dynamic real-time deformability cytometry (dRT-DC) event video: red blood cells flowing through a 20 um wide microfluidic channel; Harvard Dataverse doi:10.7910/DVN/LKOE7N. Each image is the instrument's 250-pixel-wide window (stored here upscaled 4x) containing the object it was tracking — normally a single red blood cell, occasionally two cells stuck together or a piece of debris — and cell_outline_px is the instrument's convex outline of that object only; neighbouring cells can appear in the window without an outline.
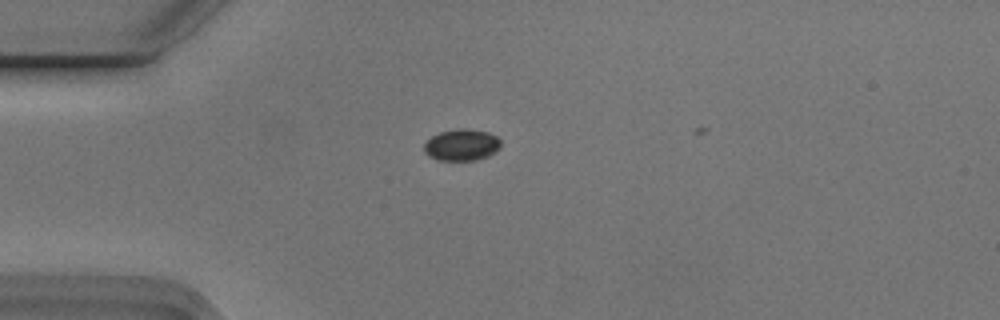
{"species": "Egyptian fruit bat (a non-hibernating species)", "species_latin": "Rousettus aegyptiacus", "temperature_condition": "cold", "stored_images_in_passage": 1, "camera_frame_rate_fps": 3000, "um_per_image_px": 0.085, "animal": {"sex": "male"}, "frame": {"image": 1, "passage_image": 1, "time_ms": 0.0, "image_size_px": [1000, 320], "cell_outline_px": [[500, 148], [496, 152], [488, 156], [476, 160], [440, 160], [428, 156], [424, 152], [424, 144], [432, 136], [440, 132], [460, 128], [464, 128], [488, 132], [496, 136], [500, 140]], "centroid_in_image_um": [39.25, 12.32], "position_along_channel_um": 45.7, "area_um2": 14.1}}